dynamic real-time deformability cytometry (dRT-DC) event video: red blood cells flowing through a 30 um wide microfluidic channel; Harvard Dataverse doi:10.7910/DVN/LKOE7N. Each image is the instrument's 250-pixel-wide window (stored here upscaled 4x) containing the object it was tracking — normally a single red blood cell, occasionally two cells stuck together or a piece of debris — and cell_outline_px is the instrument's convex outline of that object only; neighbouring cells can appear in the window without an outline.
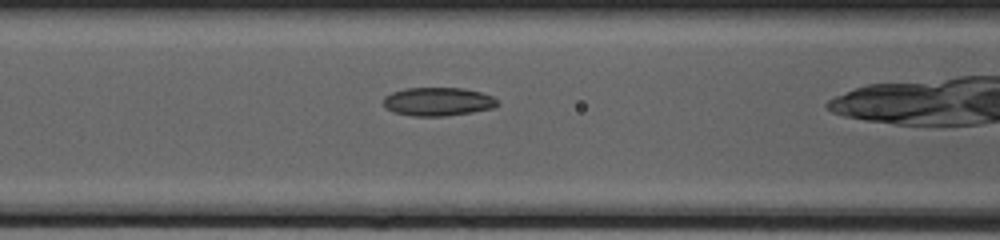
{"species": "common noctule bat (a hibernating species)", "species_latin": "Nyctalus noctula", "temperature_condition": "cold", "stored_images_in_passage": 32, "camera_frame_rate_fps": 3000, "um_per_image_px": 0.085, "animal": {"sex": "female", "body_mass_g": 20.0, "forearm_length_mm": 54.0}, "frame": {"image": 1, "passage_image": 13, "time_ms": 4.0, "image_size_px": [1000, 240], "cell_outline_px": [[500, 104], [492, 108], [472, 112], [448, 116], [412, 116], [392, 112], [384, 104], [384, 96], [392, 92], [404, 88], [464, 88], [480, 92], [492, 96]], "centroid_in_image_um": [37.22, 8.64], "position_along_channel_um": 129.4, "area_um2": 18.96}}
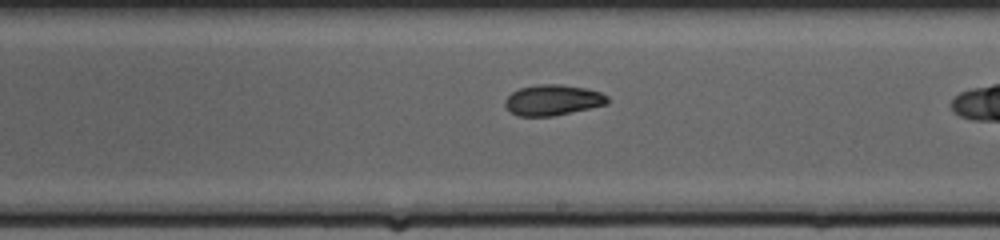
{"frame": {"image": 2, "passage_image": 21, "time_ms": 6.667, "image_size_px": [1000, 240], "cell_outline_px": [[608, 104], [552, 116], [516, 116], [504, 104], [504, 100], [512, 92], [520, 88], [536, 84], [560, 84], [588, 88], [600, 92], [608, 96]], "centroid_in_image_um": [46.99, 8.49], "position_along_channel_um": 242.0, "area_um2": 18.32}}
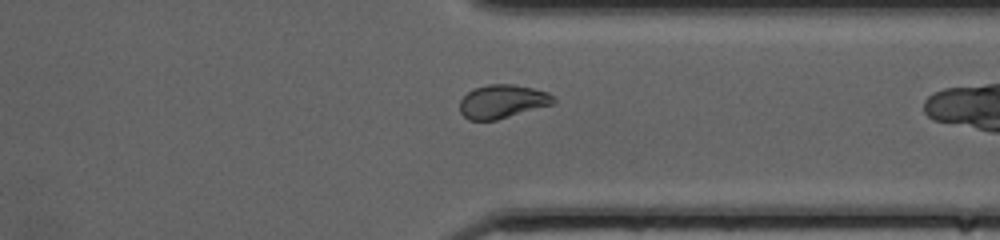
{"frame": {"image": 3, "passage_image": 30, "time_ms": 9.667, "image_size_px": [1000, 240], "cell_outline_px": [[556, 100], [552, 104], [496, 120], [468, 120], [460, 112], [460, 100], [472, 88], [488, 84], [512, 84], [532, 88], [548, 92], [556, 96]], "centroid_in_image_um": [42.7, 8.61], "position_along_channel_um": 368.7, "area_um2": 18.32}}